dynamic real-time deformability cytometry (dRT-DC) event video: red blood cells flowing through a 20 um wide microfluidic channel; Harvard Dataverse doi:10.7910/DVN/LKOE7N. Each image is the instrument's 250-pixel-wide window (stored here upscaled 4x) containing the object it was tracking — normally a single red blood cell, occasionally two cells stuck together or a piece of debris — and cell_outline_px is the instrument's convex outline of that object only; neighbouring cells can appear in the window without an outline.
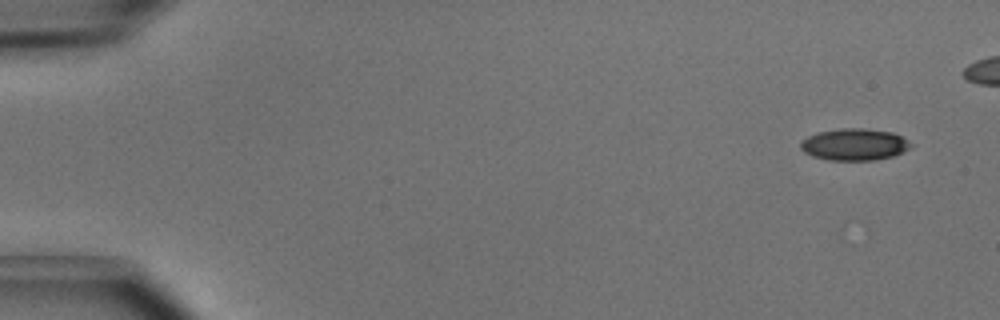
{"species": "common noctule bat (a hibernating species)", "species_latin": "Nyctalus noctula", "temperature_condition": "cold", "stored_images_in_passage": 5, "camera_frame_rate_fps": 3000, "um_per_image_px": 0.085, "animal": {"sex": "male", "body_mass_g": 15.6}, "frame": {"image": 1, "passage_image": 1, "time_ms": 0.0, "image_size_px": [1000, 320], "cell_outline_px": [[912, 148], [892, 156], [872, 160], [828, 160], [812, 156], [804, 152], [800, 148], [800, 144], [808, 136], [816, 132], [840, 128], [864, 128], [892, 132], [908, 140], [912, 144]], "centroid_in_image_um": [72.62, 12.27], "position_along_channel_um": 12.4, "area_um2": 20.46}}
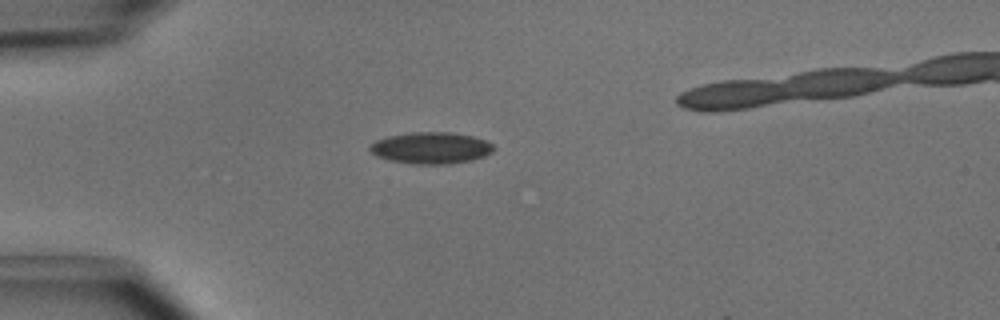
{"frame": {"image": 2, "passage_image": 4, "time_ms": 1.0, "image_size_px": [1000, 320], "cell_outline_px": [[496, 148], [492, 152], [484, 156], [472, 160], [452, 164], [412, 164], [388, 160], [376, 156], [368, 148], [368, 144], [376, 140], [388, 136], [412, 132], [452, 132], [472, 136], [484, 140], [492, 144]], "centroid_in_image_um": [36.61, 12.58], "position_along_channel_um": 48.4, "area_um2": 23.0}}